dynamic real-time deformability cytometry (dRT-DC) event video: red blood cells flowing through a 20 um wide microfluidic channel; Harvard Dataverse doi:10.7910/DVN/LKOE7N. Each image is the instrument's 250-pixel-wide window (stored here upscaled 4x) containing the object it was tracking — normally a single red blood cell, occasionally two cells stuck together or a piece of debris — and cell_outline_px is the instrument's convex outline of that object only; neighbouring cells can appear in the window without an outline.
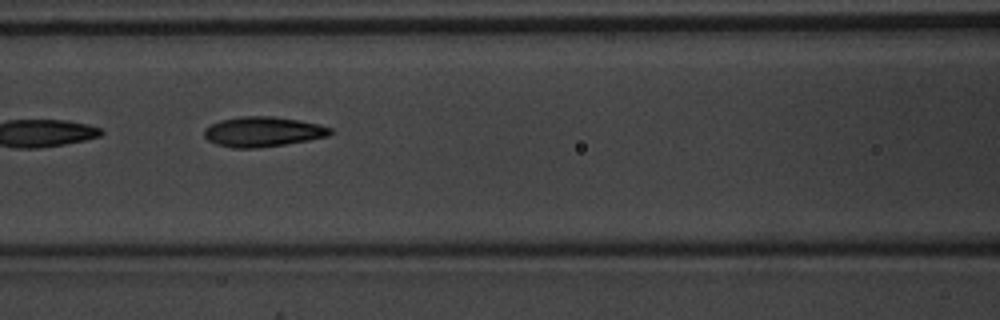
{"species": "common noctule bat (a hibernating species)", "species_latin": "Nyctalus noctula", "temperature_condition": "warm", "stored_images_in_passage": 6, "camera_frame_rate_fps": 3000, "um_per_image_px": 0.085, "animal": {"sex": "male", "body_mass_g": 20.1, "forearm_length_mm": 53.5}, "frame": {"image": 1, "passage_image": 5, "time_ms": 1.333, "image_size_px": [1000, 320], "cell_outline_px": [[332, 132], [328, 136], [308, 140], [284, 144], [256, 148], [232, 148], [216, 144], [208, 140], [204, 136], [204, 128], [220, 120], [240, 116], [272, 116], [300, 120], [320, 124], [332, 128]], "centroid_in_image_um": [22.34, 11.19], "position_along_channel_um": 144.3, "area_um2": 22.08}}
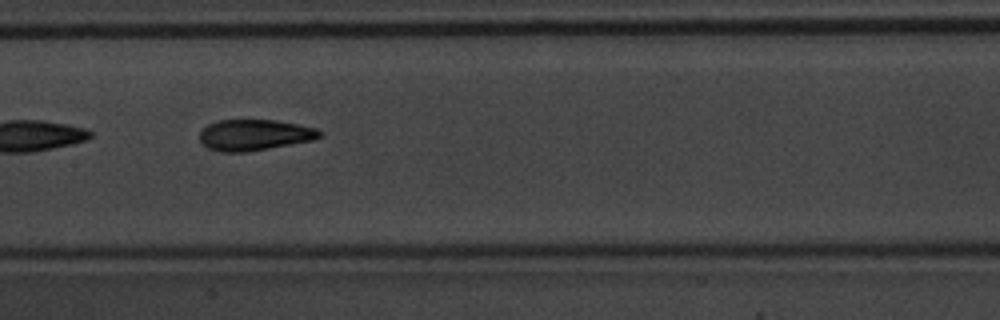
{"frame": {"image": 2, "passage_image": 6, "time_ms": 1.667, "image_size_px": [1000, 320], "cell_outline_px": [[324, 132], [316, 140], [248, 152], [220, 152], [208, 148], [200, 144], [200, 132], [208, 124], [216, 120], [276, 120], [316, 128]], "centroid_in_image_um": [21.63, 11.48], "position_along_channel_um": 185.8, "area_um2": 21.96}}